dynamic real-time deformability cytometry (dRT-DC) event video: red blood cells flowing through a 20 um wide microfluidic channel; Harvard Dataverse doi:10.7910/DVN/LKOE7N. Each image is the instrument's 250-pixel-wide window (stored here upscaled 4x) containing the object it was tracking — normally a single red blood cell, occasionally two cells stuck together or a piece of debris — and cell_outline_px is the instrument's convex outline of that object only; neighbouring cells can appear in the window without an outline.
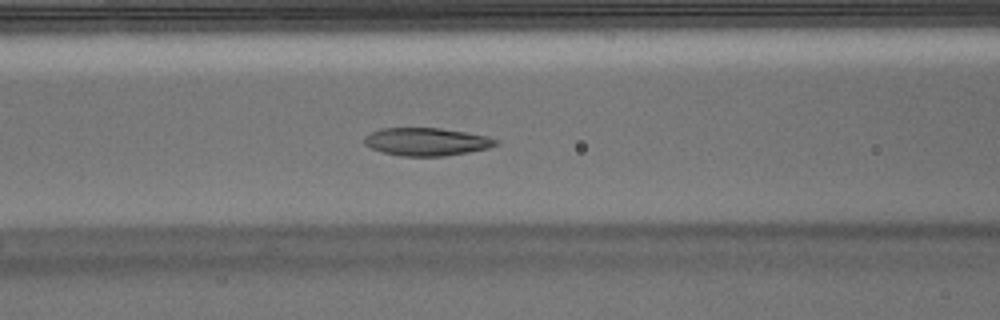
{"species": "Egyptian fruit bat (a non-hibernating species)", "species_latin": "Rousettus aegyptiacus", "temperature_condition": "warm", "stored_images_in_passage": 54, "segment_of_instrument_passage": [1, 2], "camera_frame_rate_fps": 3000, "um_per_image_px": 0.085, "animal": {"sex": "male"}, "frame": {"image": 1, "passage_image": 21, "time_ms": 6.667, "image_size_px": [1000, 320], "cell_outline_px": [[500, 140], [496, 144], [488, 148], [468, 152], [444, 156], [400, 156], [384, 152], [372, 148], [364, 144], [364, 136], [380, 128], [440, 128], [488, 136]], "centroid_in_image_um": [36.25, 12.04], "position_along_channel_um": 130.3, "area_um2": 21.27}}
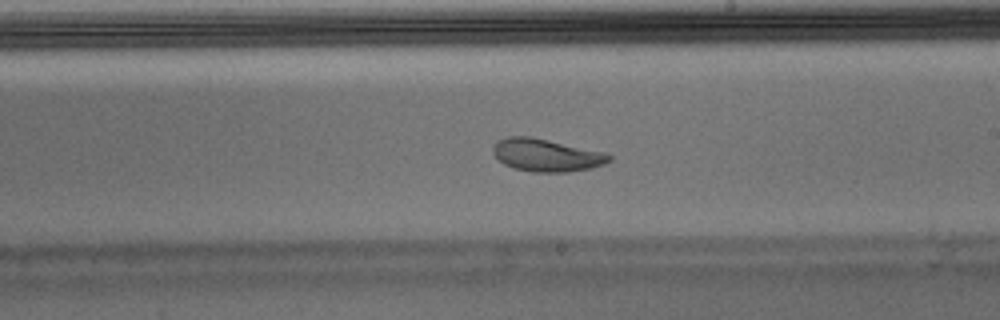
{"frame": {"image": 2, "passage_image": 30, "time_ms": 9.667, "image_size_px": [1000, 320], "cell_outline_px": [[612, 160], [604, 164], [592, 168], [568, 172], [532, 172], [512, 168], [504, 164], [492, 152], [492, 148], [496, 140], [508, 136], [532, 136], [604, 152], [612, 156]], "centroid_in_image_um": [46.43, 13.18], "position_along_channel_um": 242.6, "area_um2": 22.31}}
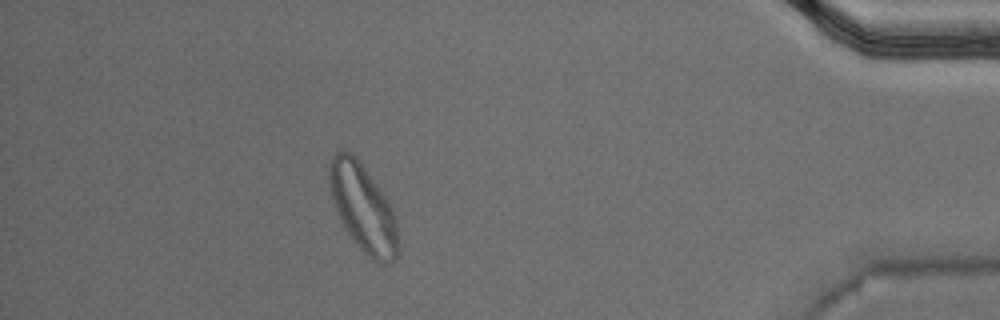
{"frame": {"image": 3, "passage_image": 47, "time_ms": 15.333, "image_size_px": [1000, 320], "cell_outline_px": [[400, 248], [396, 256], [388, 264], [376, 264], [356, 244], [348, 232], [336, 208], [328, 184], [328, 168], [332, 156], [336, 152], [352, 152], [356, 156], [388, 200], [392, 208], [396, 220], [400, 244]], "centroid_in_image_um": [30.89, 17.7], "position_along_channel_um": 404.3, "area_um2": 34.97}}